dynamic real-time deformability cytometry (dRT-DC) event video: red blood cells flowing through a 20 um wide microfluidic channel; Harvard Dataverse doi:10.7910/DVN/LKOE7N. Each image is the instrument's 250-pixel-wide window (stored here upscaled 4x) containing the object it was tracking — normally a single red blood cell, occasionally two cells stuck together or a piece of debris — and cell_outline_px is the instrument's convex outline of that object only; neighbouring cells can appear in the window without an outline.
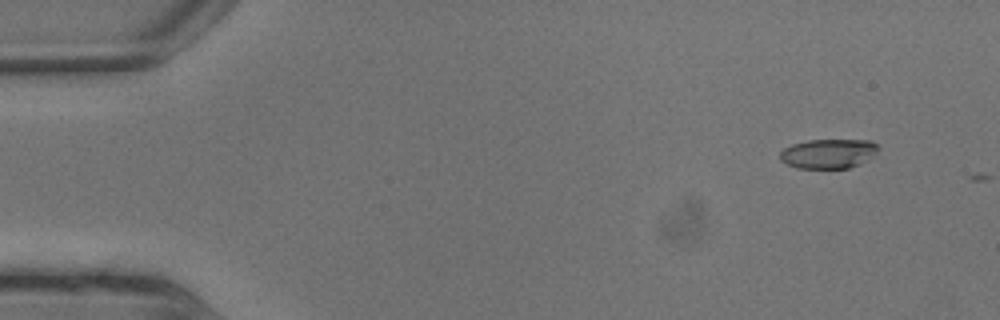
{"species": "common noctule bat (a hibernating species)", "species_latin": "Nyctalus noctula", "temperature_condition": "warm", "stored_images_in_passage": 6, "camera_frame_rate_fps": 3000, "um_per_image_px": 0.085, "animal": {"sex": "male", "body_mass_g": 13.3}, "frame": {"image": 1, "passage_image": 2, "time_ms": 0.333, "image_size_px": [1000, 320], "cell_outline_px": [[876, 148], [856, 164], [848, 168], [800, 168], [788, 164], [780, 156], [780, 152], [784, 148], [796, 144], [812, 140], [864, 140], [876, 144]], "centroid_in_image_um": [70.31, 13.05], "position_along_channel_um": 14.7, "area_um2": 15.72}}
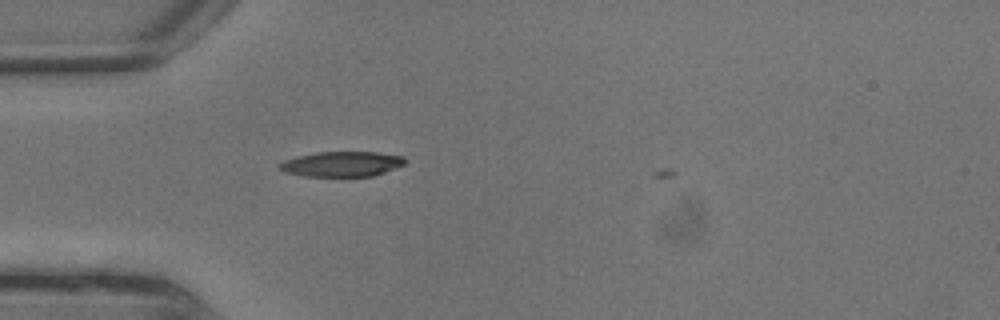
{"frame": {"image": 2, "passage_image": 6, "time_ms": 1.667, "image_size_px": [1000, 320], "cell_outline_px": [[404, 164], [372, 176], [308, 176], [288, 172], [280, 168], [280, 164], [288, 160], [300, 156], [320, 152], [372, 152], [400, 156], [404, 160]], "centroid_in_image_um": [29.08, 13.94], "position_along_channel_um": 55.9, "area_um2": 17.51}}